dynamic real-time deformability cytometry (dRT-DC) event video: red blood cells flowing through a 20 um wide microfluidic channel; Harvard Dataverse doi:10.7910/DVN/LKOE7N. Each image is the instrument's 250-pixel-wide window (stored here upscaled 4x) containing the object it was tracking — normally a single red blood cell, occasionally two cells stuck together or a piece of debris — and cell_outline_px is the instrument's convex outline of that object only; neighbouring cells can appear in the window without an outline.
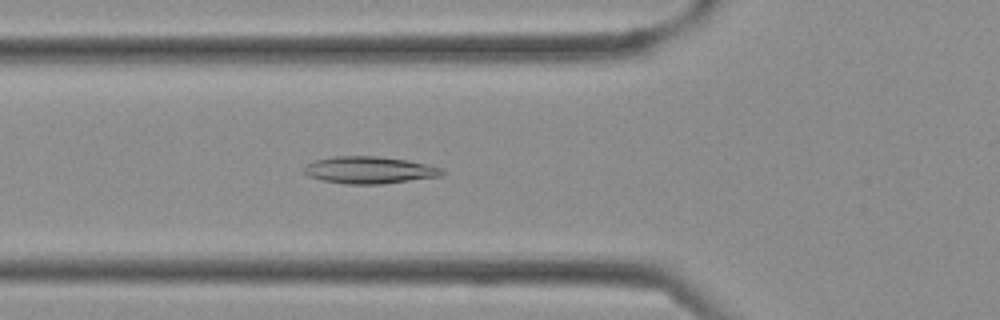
{"species": "Egyptian fruit bat (a non-hibernating species)", "species_latin": "Rousettus aegyptiacus", "temperature_condition": "cold", "stored_images_in_passage": 28, "segment_of_instrument_passage": [1, 2], "camera_frame_rate_fps": 3000, "um_per_image_px": 0.085, "frame": {"image": 1, "passage_image": 3, "time_ms": 0.667, "image_size_px": [1000, 320], "cell_outline_px": [[444, 172], [440, 176], [380, 184], [344, 184], [320, 180], [308, 176], [304, 172], [304, 168], [308, 164], [316, 160], [332, 156], [376, 156], [408, 160], [428, 164], [444, 168]], "centroid_in_image_um": [31.4, 14.45], "position_along_channel_um": 94.4, "area_um2": 21.79}}
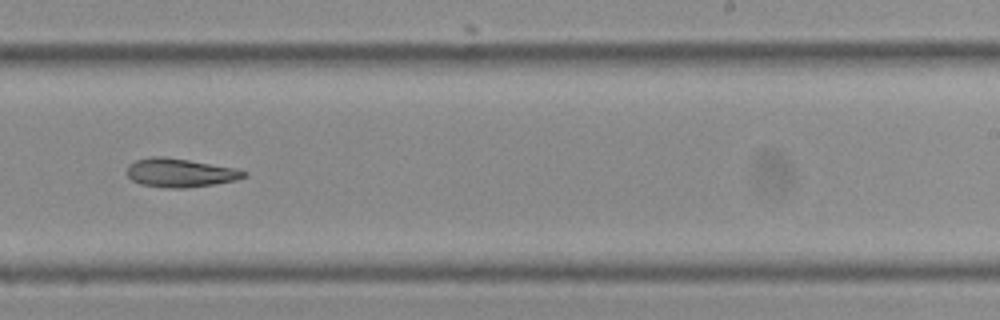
{"frame": {"image": 2, "passage_image": 13, "time_ms": 4.0, "image_size_px": [1000, 320], "cell_outline_px": [[248, 176], [236, 180], [212, 184], [184, 188], [168, 188], [140, 184], [132, 180], [128, 176], [128, 164], [136, 160], [152, 156], [164, 156], [236, 168], [248, 172]], "centroid_in_image_um": [15.32, 14.68], "position_along_channel_um": 273.7, "area_um2": 19.48}}
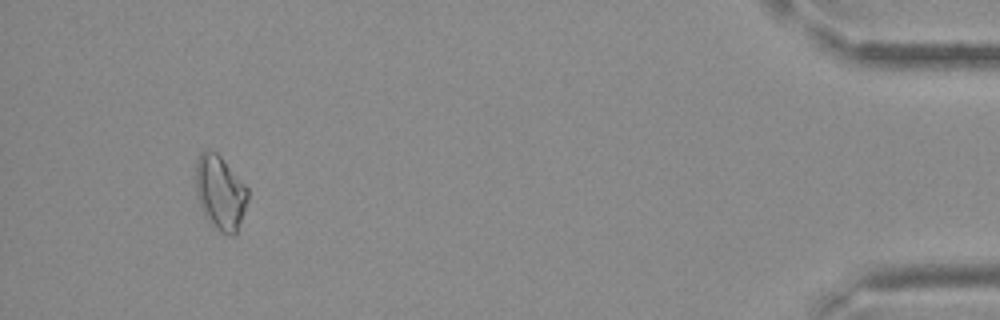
{"frame": {"image": 3, "passage_image": 25, "time_ms": 8.0, "image_size_px": [1000, 320], "cell_outline_px": [[248, 200], [236, 236], [228, 236], [220, 232], [204, 216], [196, 192], [196, 160], [200, 152], [208, 148], [216, 152], [220, 156], [248, 188]], "centroid_in_image_um": [18.72, 16.38], "position_along_channel_um": 416.5, "area_um2": 22.66}}